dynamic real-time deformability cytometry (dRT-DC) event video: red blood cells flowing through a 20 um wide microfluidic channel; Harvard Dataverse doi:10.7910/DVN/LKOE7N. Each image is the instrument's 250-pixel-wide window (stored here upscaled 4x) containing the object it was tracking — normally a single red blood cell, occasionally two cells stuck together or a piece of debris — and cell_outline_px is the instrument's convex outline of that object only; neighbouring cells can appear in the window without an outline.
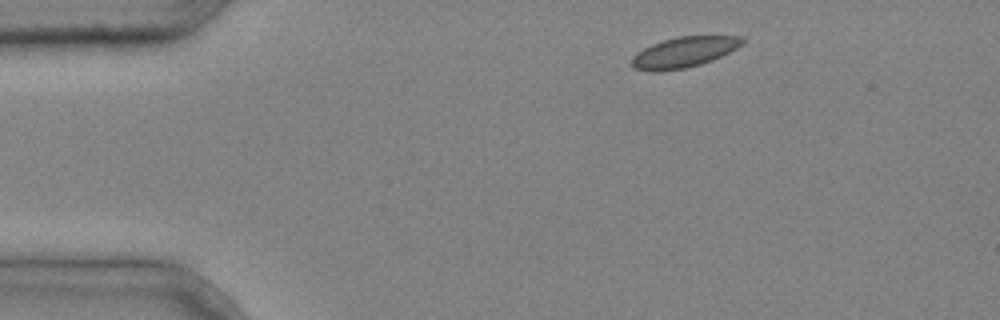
{"species": "common noctule bat (a hibernating species)", "species_latin": "Nyctalus noctula", "temperature_condition": "cold", "stored_images_in_passage": 5, "camera_frame_rate_fps": 3000, "um_per_image_px": 0.085, "animal": {"sex": "male", "body_mass_g": 20.4}, "frame": {"image": 1, "passage_image": 1, "time_ms": 0.0, "image_size_px": [1000, 320], "cell_outline_px": [[744, 40], [736, 48], [712, 60], [700, 64], [684, 68], [656, 72], [648, 72], [636, 68], [632, 64], [632, 56], [644, 48], [652, 44], [664, 40], [680, 36], [744, 36]], "centroid_in_image_um": [58.11, 4.44], "position_along_channel_um": 26.9, "area_um2": 19.36}}
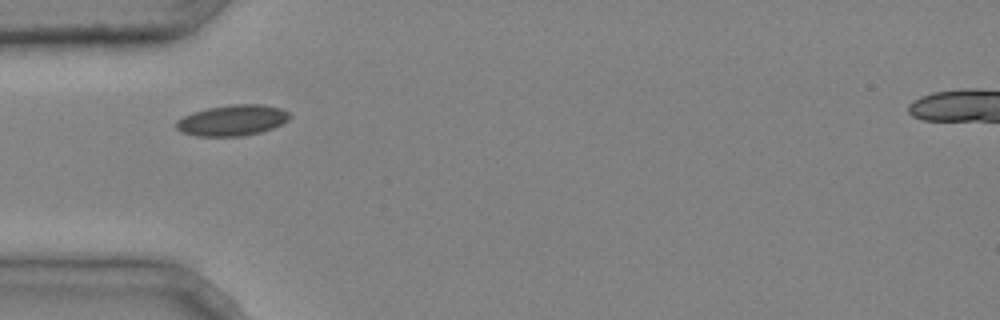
{"frame": {"image": 2, "passage_image": 3, "time_ms": 0.667, "image_size_px": [1000, 320], "cell_outline_px": [[292, 116], [288, 120], [272, 128], [260, 132], [240, 136], [196, 136], [180, 132], [176, 128], [176, 120], [192, 112], [208, 108], [232, 104], [260, 104], [280, 108], [288, 112]], "centroid_in_image_um": [19.72, 10.22], "position_along_channel_um": 65.3, "area_um2": 20.35}}